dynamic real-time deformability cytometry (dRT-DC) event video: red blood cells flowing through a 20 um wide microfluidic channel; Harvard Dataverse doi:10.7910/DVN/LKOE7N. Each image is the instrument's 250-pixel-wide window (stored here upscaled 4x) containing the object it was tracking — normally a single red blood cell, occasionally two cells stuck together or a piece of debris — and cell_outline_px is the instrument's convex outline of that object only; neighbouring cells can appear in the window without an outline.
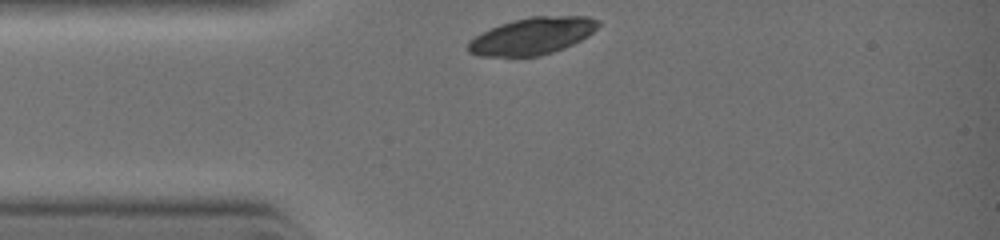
{"species": "common noctule bat (a hibernating species)", "species_latin": "Nyctalus noctula", "temperature_condition": "warm", "stored_images_in_passage": 3, "camera_frame_rate_fps": 3000, "um_per_image_px": 0.085, "animal": {"sex": "female", "body_mass_g": 19.0, "forearm_length_mm": 51.5}, "frame": {"image": 1, "passage_image": 1, "time_ms": 0.0, "image_size_px": [1000, 240], "cell_outline_px": [[600, 24], [588, 36], [564, 48], [540, 56], [480, 56], [468, 52], [468, 44], [476, 36], [500, 24], [532, 16], [588, 16], [600, 20]], "centroid_in_image_um": [45.29, 3.06], "position_along_channel_um": 39.7, "area_um2": 27.69}}